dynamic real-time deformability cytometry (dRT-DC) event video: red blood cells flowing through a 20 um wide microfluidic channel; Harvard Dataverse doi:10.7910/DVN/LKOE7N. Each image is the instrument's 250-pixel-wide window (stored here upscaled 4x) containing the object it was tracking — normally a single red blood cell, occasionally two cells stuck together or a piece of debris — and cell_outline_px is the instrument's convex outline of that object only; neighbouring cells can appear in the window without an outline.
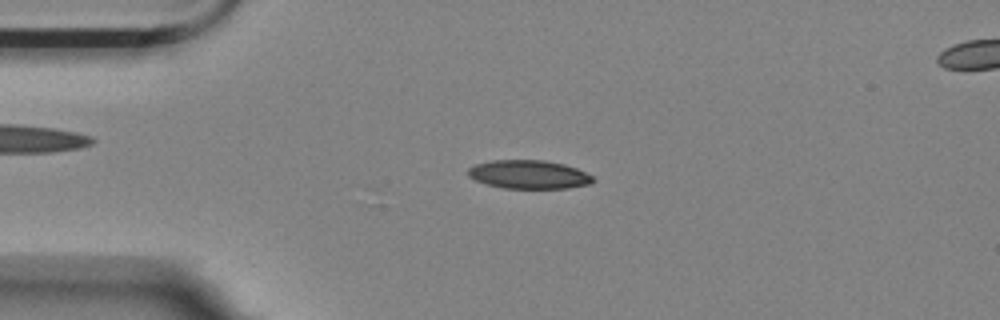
{"species": "Egyptian fruit bat (a non-hibernating species)", "species_latin": "Rousettus aegyptiacus", "temperature_condition": "room temperature", "stored_images_in_passage": 16, "camera_frame_rate_fps": 3000, "um_per_image_px": 0.085, "animal": {"sex": "female"}, "frame": {"image": 1, "passage_image": 4, "time_ms": 1.0, "image_size_px": [1000, 320], "cell_outline_px": [[596, 180], [592, 184], [568, 188], [504, 188], [488, 184], [476, 180], [468, 176], [468, 168], [476, 164], [492, 160], [544, 160], [564, 164], [576, 168], [592, 176]], "centroid_in_image_um": [44.98, 14.83], "position_along_channel_um": 40.0, "area_um2": 20.75}}
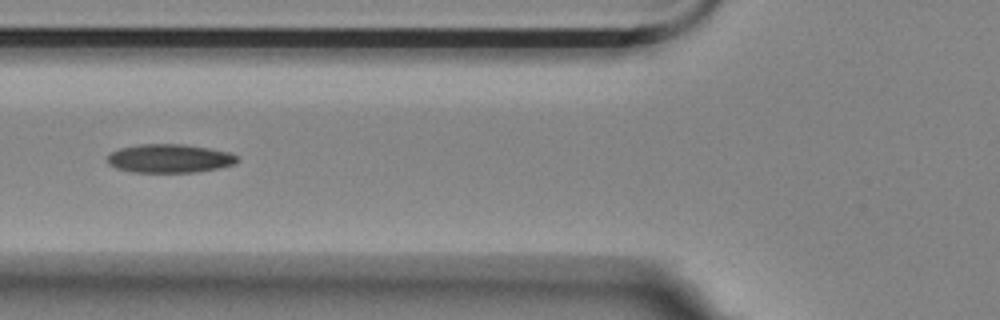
{"frame": {"image": 2, "passage_image": 12, "time_ms": 3.667, "image_size_px": [1000, 320], "cell_outline_px": [[240, 160], [236, 164], [220, 168], [196, 172], [132, 172], [116, 168], [108, 164], [104, 160], [112, 152], [120, 148], [140, 144], [180, 144], [208, 148], [232, 152], [240, 156]], "centroid_in_image_um": [14.46, 13.47], "position_along_channel_um": 111.3, "area_um2": 21.96}}
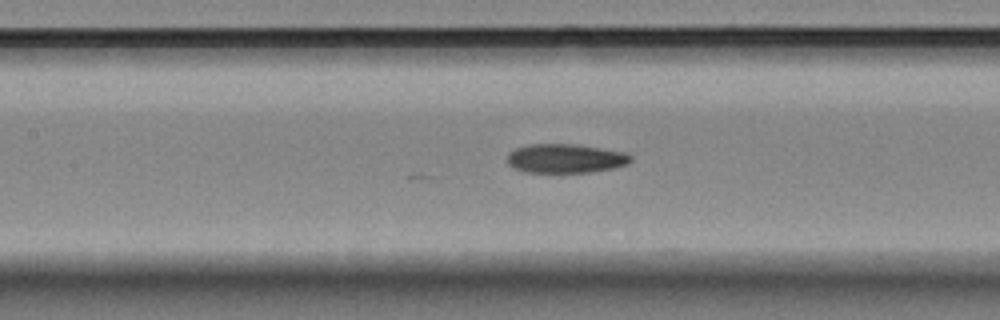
{"frame": {"image": 3, "passage_image": 16, "time_ms": 5.0, "image_size_px": [1000, 320], "cell_outline_px": [[632, 160], [628, 164], [612, 168], [592, 172], [524, 172], [512, 168], [508, 164], [508, 152], [516, 148], [528, 144], [576, 144], [624, 152], [632, 156]], "centroid_in_image_um": [48.04, 13.47], "position_along_channel_um": 159.4, "area_um2": 20.98}}